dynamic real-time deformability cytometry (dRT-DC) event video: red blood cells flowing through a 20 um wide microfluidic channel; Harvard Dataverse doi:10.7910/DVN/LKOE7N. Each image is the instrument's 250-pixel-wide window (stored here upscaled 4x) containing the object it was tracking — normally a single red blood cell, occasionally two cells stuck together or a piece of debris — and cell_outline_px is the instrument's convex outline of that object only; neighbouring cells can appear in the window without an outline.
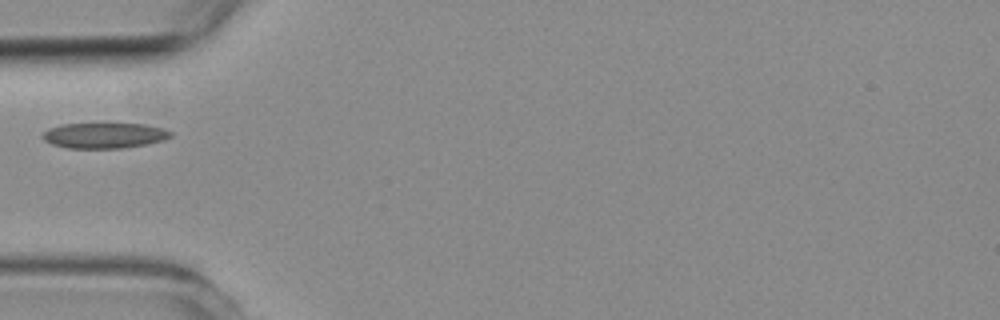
{"species": "common noctule bat (a hibernating species)", "species_latin": "Nyctalus noctula", "temperature_condition": "room temperature", "stored_images_in_passage": 2, "camera_frame_rate_fps": 3000, "um_per_image_px": 0.085, "animal": {"sex": "female", "body_mass_g": 19.3, "forearm_length_mm": 54.1}, "frame": {"image": 1, "passage_image": 2, "time_ms": 4.667, "image_size_px": [1000, 320], "cell_outline_px": [[172, 136], [164, 140], [148, 144], [120, 148], [68, 148], [52, 144], [44, 140], [40, 136], [48, 128], [60, 124], [144, 124], [164, 128], [172, 132]], "centroid_in_image_um": [8.86, 11.51], "position_along_channel_um": 76.1, "area_um2": 19.07}}